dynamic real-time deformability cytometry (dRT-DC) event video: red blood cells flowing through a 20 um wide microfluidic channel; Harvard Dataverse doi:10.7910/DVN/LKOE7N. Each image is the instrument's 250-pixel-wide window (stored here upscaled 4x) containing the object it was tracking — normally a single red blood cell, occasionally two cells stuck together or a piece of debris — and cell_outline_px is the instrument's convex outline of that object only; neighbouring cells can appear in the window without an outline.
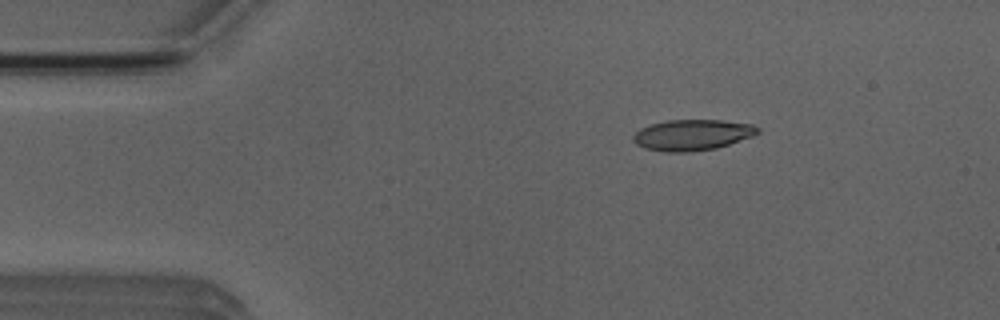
{"species": "Egyptian fruit bat (a non-hibernating species)", "species_latin": "Rousettus aegyptiacus", "temperature_condition": "room temperature", "stored_images_in_passage": 6, "camera_frame_rate_fps": 3000, "um_per_image_px": 0.085, "animal": {"sex": "male"}, "frame": {"image": 1, "passage_image": 2, "time_ms": 1.333, "image_size_px": [1000, 320], "cell_outline_px": [[760, 132], [752, 136], [716, 148], [688, 152], [664, 152], [644, 148], [636, 144], [632, 140], [632, 136], [640, 128], [652, 124], [668, 120], [720, 120], [752, 124], [760, 128]], "centroid_in_image_um": [58.82, 11.47], "position_along_channel_um": 26.2, "area_um2": 22.37}}